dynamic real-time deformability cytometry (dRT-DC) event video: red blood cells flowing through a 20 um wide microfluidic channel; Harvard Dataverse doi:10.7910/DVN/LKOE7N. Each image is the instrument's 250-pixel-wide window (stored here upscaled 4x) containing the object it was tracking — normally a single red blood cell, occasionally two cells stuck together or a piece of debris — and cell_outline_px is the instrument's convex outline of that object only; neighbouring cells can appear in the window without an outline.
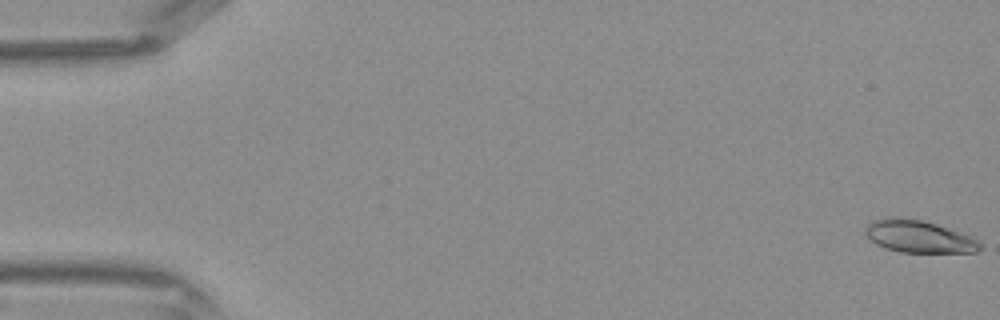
{"species": "Egyptian fruit bat (a non-hibernating species)", "species_latin": "Rousettus aegyptiacus", "temperature_condition": "warm", "stored_images_in_passage": 44, "camera_frame_rate_fps": 3000, "um_per_image_px": 0.085, "frame": {"image": 1, "passage_image": 1, "time_ms": 0.0, "image_size_px": [1000, 320], "cell_outline_px": [[980, 248], [976, 252], [900, 252], [884, 248], [876, 244], [864, 232], [864, 228], [868, 224], [876, 220], [888, 216], [892, 216], [920, 220], [936, 224], [972, 236], [980, 244]], "centroid_in_image_um": [78.06, 20.1], "position_along_channel_um": 6.9, "area_um2": 21.39}}
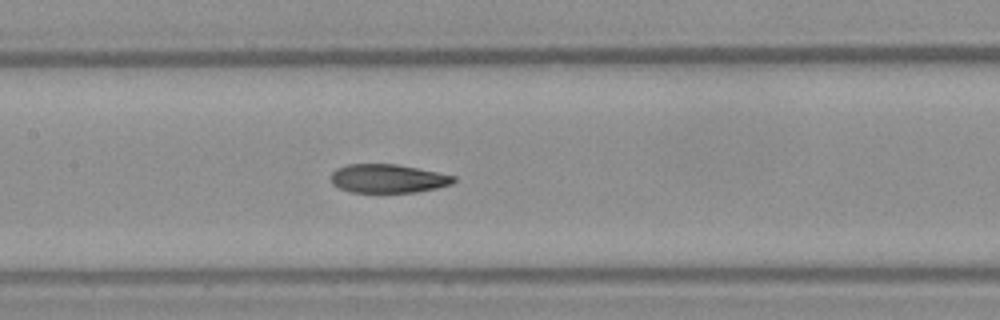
{"frame": {"image": 2, "passage_image": 21, "time_ms": 6.667, "image_size_px": [1000, 320], "cell_outline_px": [[456, 180], [452, 184], [436, 188], [416, 192], [352, 192], [340, 188], [332, 184], [332, 172], [336, 168], [348, 164], [396, 164], [456, 176]], "centroid_in_image_um": [32.97, 15.17], "position_along_channel_um": 174.4, "area_um2": 20.35}}
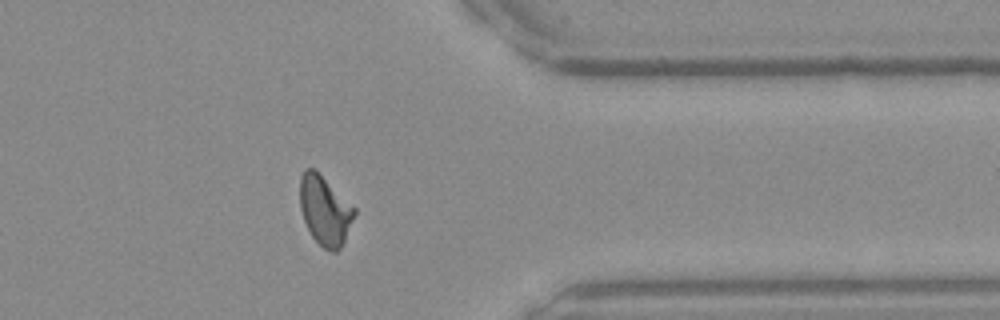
{"frame": {"image": 3, "passage_image": 35, "time_ms": 11.333, "image_size_px": [1000, 320], "cell_outline_px": [[356, 212], [344, 240], [340, 248], [336, 252], [332, 252], [324, 248], [312, 236], [304, 220], [300, 208], [300, 176], [304, 168], [312, 168], [356, 208]], "centroid_in_image_um": [27.6, 17.89], "position_along_channel_um": 383.8, "area_um2": 21.5}}